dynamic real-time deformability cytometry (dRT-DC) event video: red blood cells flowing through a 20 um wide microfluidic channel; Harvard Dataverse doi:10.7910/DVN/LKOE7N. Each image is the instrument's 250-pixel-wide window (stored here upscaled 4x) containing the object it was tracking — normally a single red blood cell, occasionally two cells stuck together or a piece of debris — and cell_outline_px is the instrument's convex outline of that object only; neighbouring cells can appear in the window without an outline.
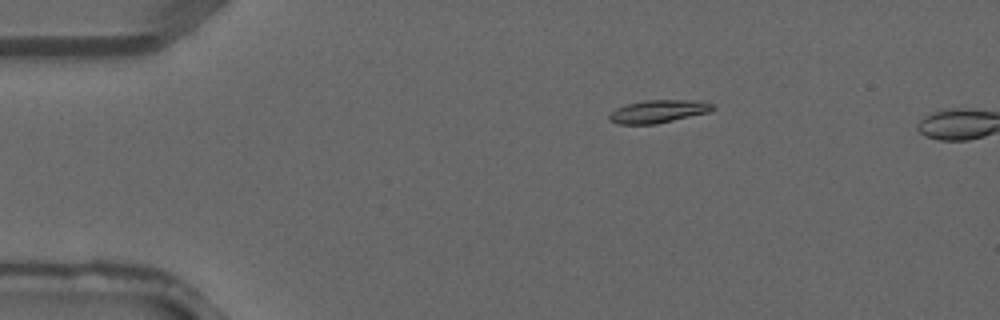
{"species": "common noctule bat (a hibernating species)", "species_latin": "Nyctalus noctula", "temperature_condition": "warm", "stored_images_in_passage": 4, "camera_frame_rate_fps": 3000, "um_per_image_px": 0.085, "animal": {"sex": "male", "forearm_length_mm": 52.5}, "frame": {"image": 1, "passage_image": 2, "time_ms": 0.333, "image_size_px": [1000, 320], "cell_outline_px": [[716, 108], [708, 112], [656, 124], [616, 124], [608, 120], [608, 116], [616, 108], [628, 104], [644, 100], [696, 100], [716, 104]], "centroid_in_image_um": [55.96, 9.46], "position_along_channel_um": 29.0, "area_um2": 13.81}}